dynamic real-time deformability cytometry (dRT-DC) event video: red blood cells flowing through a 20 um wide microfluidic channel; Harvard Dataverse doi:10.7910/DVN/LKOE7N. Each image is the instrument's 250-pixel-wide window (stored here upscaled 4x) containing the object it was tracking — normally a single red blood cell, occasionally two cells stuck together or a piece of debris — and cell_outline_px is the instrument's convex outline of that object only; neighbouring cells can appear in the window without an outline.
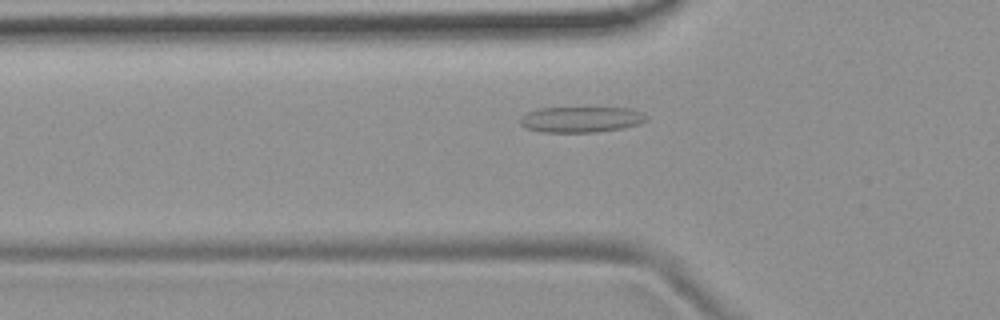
{"species": "common noctule bat (a hibernating species)", "species_latin": "Nyctalus noctula", "temperature_condition": "room temperature", "stored_images_in_passage": 46, "camera_frame_rate_fps": 3000, "um_per_image_px": 0.085, "animal": {"sex": "female", "body_mass_g": 19.9}, "frame": {"image": 1, "passage_image": 10, "time_ms": 3.0, "image_size_px": [1000, 320], "cell_outline_px": [[648, 120], [640, 124], [624, 128], [596, 132], [544, 132], [528, 128], [520, 124], [520, 120], [528, 112], [536, 108], [628, 108], [640, 112], [648, 116]], "centroid_in_image_um": [49.44, 10.15], "position_along_channel_um": 76.4, "area_um2": 18.84}}
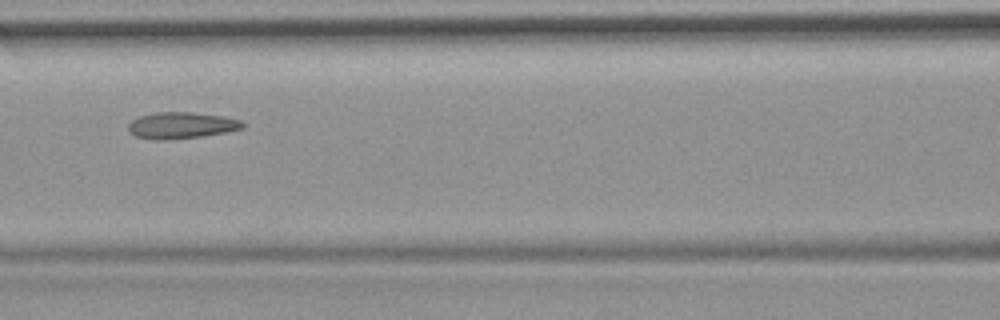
{"frame": {"image": 2, "passage_image": 16, "time_ms": 5.0, "image_size_px": [1000, 320], "cell_outline_px": [[244, 128], [224, 132], [200, 136], [164, 140], [152, 140], [136, 136], [128, 132], [128, 124], [132, 120], [140, 116], [156, 112], [192, 112], [224, 116], [244, 120]], "centroid_in_image_um": [15.41, 10.65], "position_along_channel_um": 151.2, "area_um2": 17.69}}
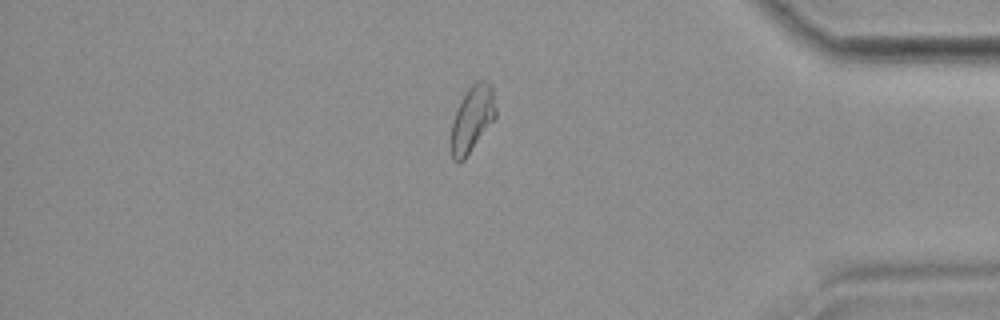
{"frame": {"image": 3, "passage_image": 38, "time_ms": 12.333, "image_size_px": [1000, 320], "cell_outline_px": [[496, 116], [464, 160], [452, 160], [452, 120], [460, 100], [468, 88], [476, 80], [488, 80], [492, 84], [496, 108]], "centroid_in_image_um": [40.16, 10.02], "position_along_channel_um": 395.0, "area_um2": 17.05}, "authors_computed_cell_mechanics": {"area_um2": 17.4267, "velocity_mm_per_s": 3.7193, "shape_relaxation_time_tau1_ms": null, "shape_relaxation_time_tau2_ms": 2.2232, "deformation_change_tau1": null, "deformation_change_tau2": 0.0729}}